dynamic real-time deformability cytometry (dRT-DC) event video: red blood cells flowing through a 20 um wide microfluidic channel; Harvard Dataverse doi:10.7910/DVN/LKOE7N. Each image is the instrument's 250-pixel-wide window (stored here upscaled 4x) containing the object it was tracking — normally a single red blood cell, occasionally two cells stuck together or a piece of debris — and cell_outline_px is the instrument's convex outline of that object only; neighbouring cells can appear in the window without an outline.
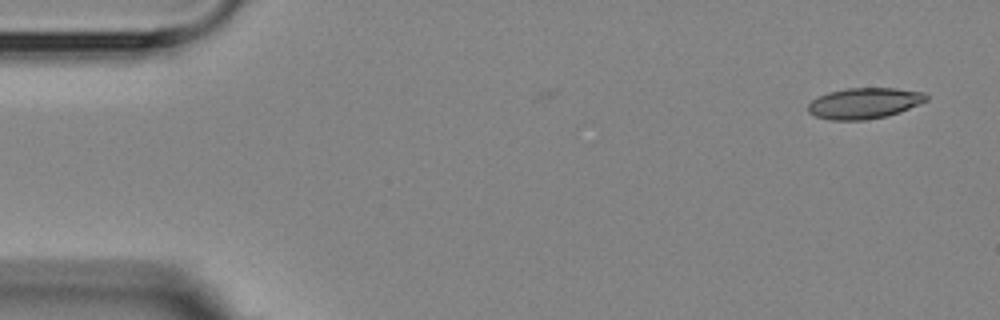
{"species": "Egyptian fruit bat (a non-hibernating species)", "species_latin": "Rousettus aegyptiacus", "temperature_condition": "room temperature", "stored_images_in_passage": 2, "camera_frame_rate_fps": 3000, "um_per_image_px": 0.085, "animal": {"sex": "female"}, "frame": {"image": 1, "passage_image": 2, "time_ms": 2.0, "image_size_px": [1000, 320], "cell_outline_px": [[928, 100], [900, 112], [888, 116], [864, 120], [832, 120], [816, 116], [808, 112], [808, 104], [812, 100], [828, 92], [848, 88], [896, 88], [924, 92], [928, 96]], "centroid_in_image_um": [73.48, 8.77], "position_along_channel_um": 11.5, "area_um2": 21.27}}